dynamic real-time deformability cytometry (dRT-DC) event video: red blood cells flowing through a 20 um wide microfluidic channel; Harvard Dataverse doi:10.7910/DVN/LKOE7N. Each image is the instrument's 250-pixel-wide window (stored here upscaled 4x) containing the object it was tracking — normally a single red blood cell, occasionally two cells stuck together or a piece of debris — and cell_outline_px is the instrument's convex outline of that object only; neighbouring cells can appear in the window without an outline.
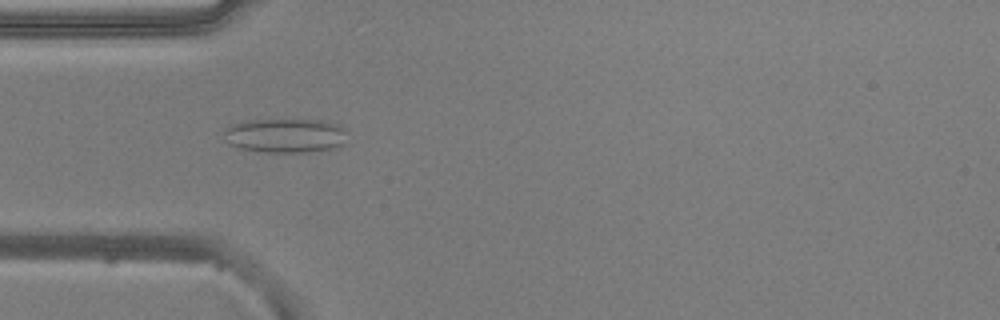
{"species": "common noctule bat (a hibernating species)", "species_latin": "Nyctalus noctula", "temperature_condition": "warm", "stored_images_in_passage": 51, "camera_frame_rate_fps": 3000, "um_per_image_px": 0.085, "animal": {"sex": "male", "body_mass_g": 20.5, "forearm_length_mm": 52.5}, "frame": {"image": 1, "passage_image": 15, "time_ms": 4.667, "image_size_px": [1000, 320], "cell_outline_px": [[344, 144], [340, 148], [308, 152], [268, 152], [240, 148], [228, 144], [224, 132], [228, 124], [248, 120], [324, 120], [340, 124], [344, 128]], "centroid_in_image_um": [24.27, 11.52], "position_along_channel_um": 60.7, "area_um2": 24.85}}
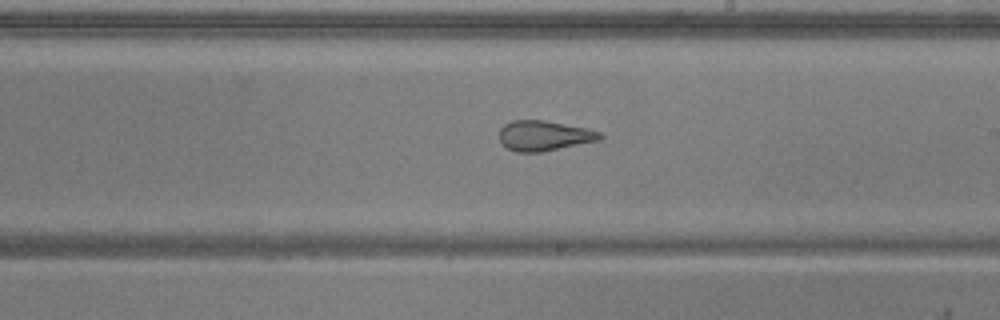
{"frame": {"image": 2, "passage_image": 29, "time_ms": 9.333, "image_size_px": [1000, 320], "cell_outline_px": [[604, 136], [600, 140], [544, 152], [516, 152], [508, 148], [500, 140], [500, 128], [504, 124], [512, 120], [544, 120], [584, 128], [600, 132]], "centroid_in_image_um": [46.25, 11.54], "position_along_channel_um": 242.7, "area_um2": 17.63}}
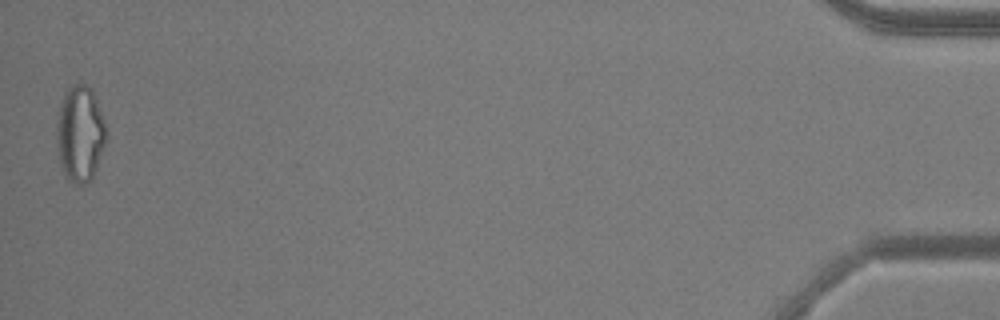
{"frame": {"image": 3, "passage_image": 51, "time_ms": 16.667, "image_size_px": [1000, 320], "cell_outline_px": [[108, 132], [92, 180], [88, 184], [76, 184], [68, 180], [64, 176], [60, 164], [56, 140], [56, 120], [64, 92], [68, 88], [76, 84], [84, 84], [92, 88], [104, 120]], "centroid_in_image_um": [6.79, 11.38], "position_along_channel_um": 428.4, "area_um2": 28.03}, "authors_computed_cell_mechanics": {"area_um2": 22.542, "velocity_mm_per_s": 3.8985, "shape_relaxation_time_tau1_ms": null, "shape_relaxation_time_tau2_ms": 1.4122, "deformation_change_tau1": null, "deformation_change_tau2": 0.1057}}